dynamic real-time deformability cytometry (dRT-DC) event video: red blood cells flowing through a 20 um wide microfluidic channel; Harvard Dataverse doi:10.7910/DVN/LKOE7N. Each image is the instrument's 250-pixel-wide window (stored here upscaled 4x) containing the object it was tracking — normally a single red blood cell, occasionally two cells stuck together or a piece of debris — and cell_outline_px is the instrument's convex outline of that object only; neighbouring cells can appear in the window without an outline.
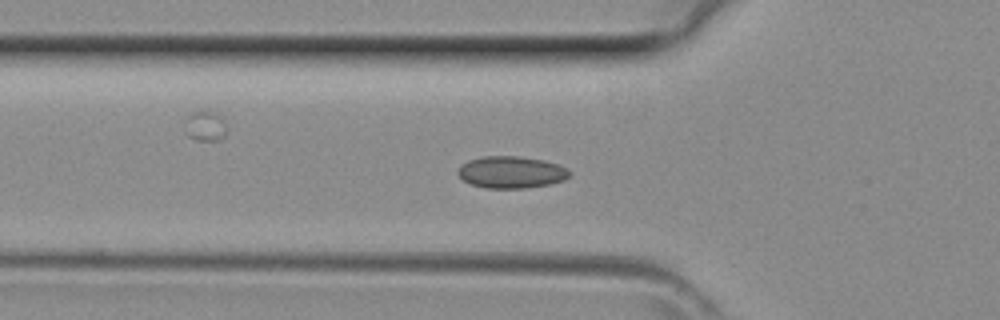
{"species": "common noctule bat (a hibernating species)", "species_latin": "Nyctalus noctula", "temperature_condition": "room temperature", "stored_images_in_passage": 31, "camera_frame_rate_fps": 3000, "um_per_image_px": 0.085, "animal": {"sex": "female", "body_mass_g": 29.2, "forearm_length_mm": 56.3}, "frame": {"image": 1, "passage_image": 3, "time_ms": 0.667, "image_size_px": [1000, 320], "cell_outline_px": [[572, 172], [564, 180], [548, 184], [524, 188], [484, 188], [472, 184], [464, 180], [456, 172], [468, 160], [484, 156], [516, 156], [544, 160], [560, 164]], "centroid_in_image_um": [43.48, 14.63], "position_along_channel_um": 82.3, "area_um2": 20.63}}
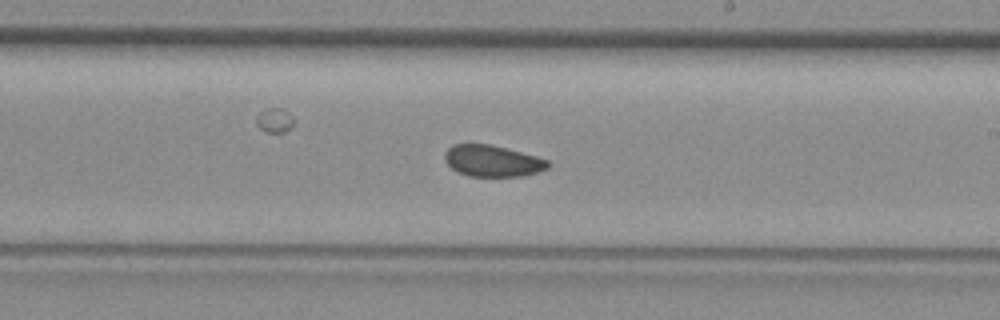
{"frame": {"image": 2, "passage_image": 13, "time_ms": 4.0, "image_size_px": [1000, 320], "cell_outline_px": [[552, 164], [548, 168], [524, 176], [468, 176], [452, 168], [444, 160], [444, 152], [452, 144], [488, 144], [536, 156], [548, 160]], "centroid_in_image_um": [41.85, 13.68], "position_along_channel_um": 247.1, "area_um2": 18.79}}
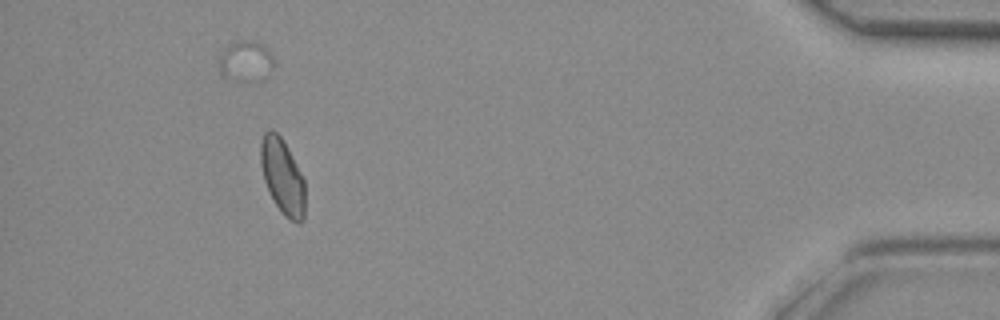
{"frame": {"image": 3, "passage_image": 27, "time_ms": 8.667, "image_size_px": [1000, 320], "cell_outline_px": [[304, 220], [300, 224], [296, 224], [284, 216], [280, 212], [264, 180], [260, 164], [260, 140], [264, 132], [268, 128], [272, 128], [280, 136], [288, 148], [304, 180]], "centroid_in_image_um": [23.99, 14.99], "position_along_channel_um": 411.2, "area_um2": 19.59}}